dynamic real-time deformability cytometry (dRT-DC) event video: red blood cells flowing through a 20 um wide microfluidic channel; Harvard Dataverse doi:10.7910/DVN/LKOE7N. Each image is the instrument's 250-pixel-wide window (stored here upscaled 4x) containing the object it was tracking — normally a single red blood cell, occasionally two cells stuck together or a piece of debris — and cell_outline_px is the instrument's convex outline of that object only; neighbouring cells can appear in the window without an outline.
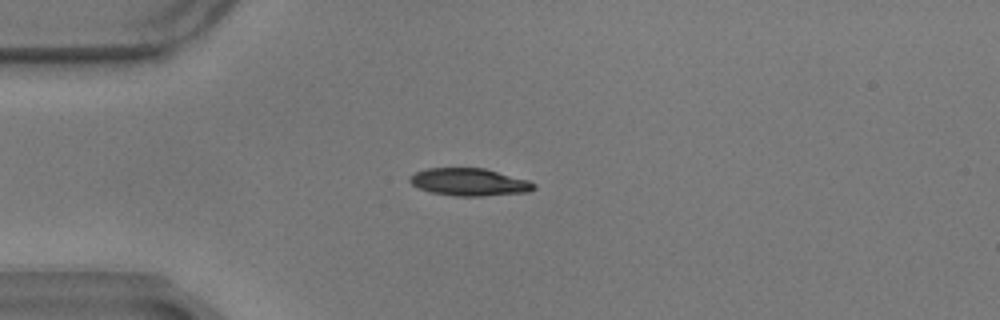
{"species": "common noctule bat (a hibernating species)", "species_latin": "Nyctalus noctula", "temperature_condition": "warm", "stored_images_in_passage": 41, "camera_frame_rate_fps": 3000, "um_per_image_px": 0.085, "animal": {"sex": "male", "body_mass_g": 17.9}, "frame": {"image": 1, "passage_image": 1, "time_ms": 0.0, "image_size_px": [1000, 320], "cell_outline_px": [[536, 188], [528, 192], [480, 196], [456, 196], [432, 192], [420, 188], [412, 184], [408, 180], [408, 176], [416, 172], [428, 168], [484, 168], [528, 180], [536, 184]], "centroid_in_image_um": [39.89, 15.47], "position_along_channel_um": 45.1, "area_um2": 19.77}}
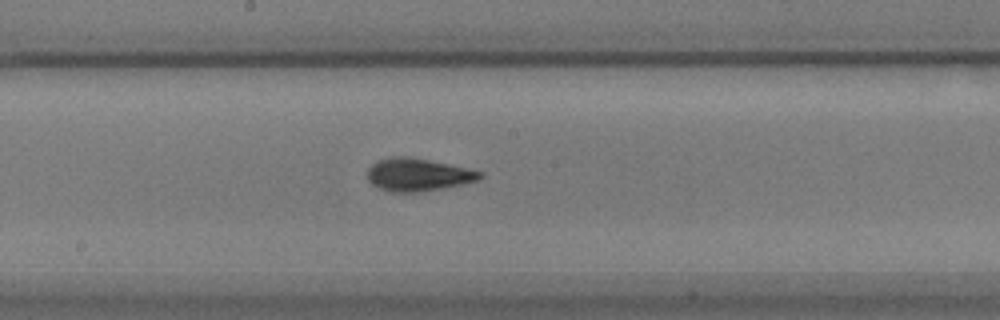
{"frame": {"image": 2, "passage_image": 17, "time_ms": 5.333, "image_size_px": [1000, 320], "cell_outline_px": [[484, 176], [480, 180], [444, 188], [416, 192], [392, 192], [380, 188], [372, 184], [368, 180], [368, 168], [372, 164], [380, 160], [392, 156], [404, 156], [428, 160], [448, 164], [484, 172]], "centroid_in_image_um": [35.55, 14.85], "position_along_channel_um": 212.7, "area_um2": 21.33}}
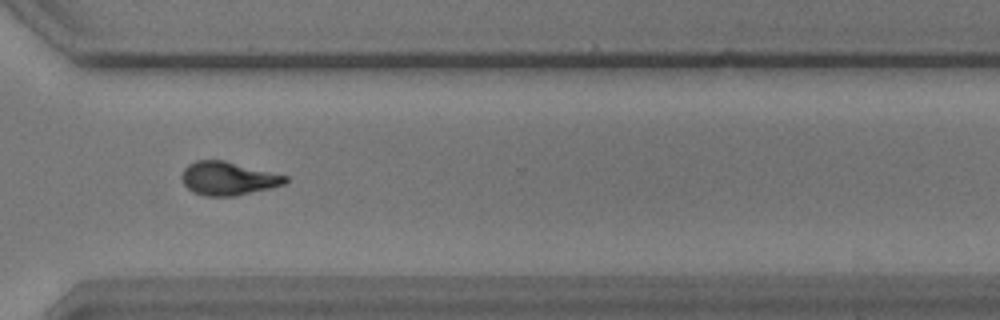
{"frame": {"image": 3, "passage_image": 29, "time_ms": 9.333, "image_size_px": [1000, 320], "cell_outline_px": [[288, 180], [284, 184], [236, 196], [204, 196], [192, 192], [184, 184], [180, 176], [184, 168], [188, 164], [196, 160], [224, 160], [288, 176]], "centroid_in_image_um": [19.35, 15.16], "position_along_channel_um": 351.3, "area_um2": 20.17}, "authors_computed_cell_mechanics": {"area_um2": 19.941, "velocity_mm_per_s": 3.4758, "shape_relaxation_time_tau1_ms": 4.4565, "shape_relaxation_time_tau2_ms": 2.4335, "deformation_change_tau1": 0.182, "deformation_change_tau2": 0.0887}}